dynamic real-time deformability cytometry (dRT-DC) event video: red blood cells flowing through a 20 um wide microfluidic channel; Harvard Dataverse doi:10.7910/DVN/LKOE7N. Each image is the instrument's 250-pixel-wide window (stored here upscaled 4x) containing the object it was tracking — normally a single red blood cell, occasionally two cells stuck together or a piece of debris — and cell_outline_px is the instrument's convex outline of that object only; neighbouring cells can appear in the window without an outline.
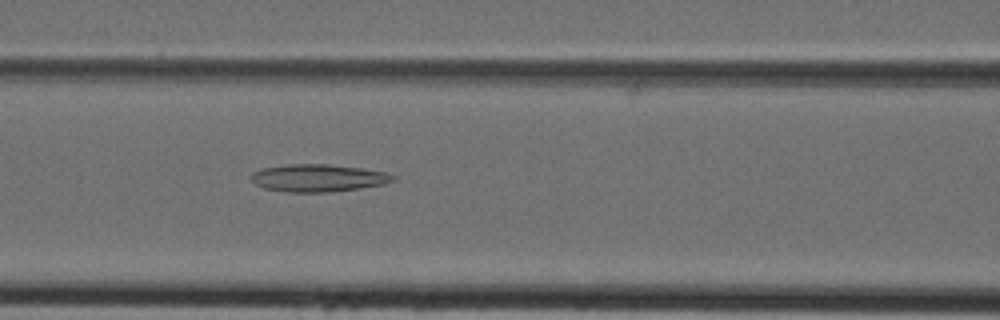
{"species": "Egyptian fruit bat (a non-hibernating species)", "species_latin": "Rousettus aegyptiacus", "temperature_condition": "cold", "stored_images_in_passage": 43, "camera_frame_rate_fps": 3000, "um_per_image_px": 0.085, "animal": {"sex": "female"}, "frame": {"image": 1, "passage_image": 18, "time_ms": 5.667, "image_size_px": [1000, 320], "cell_outline_px": [[396, 180], [384, 184], [360, 188], [332, 192], [288, 192], [264, 188], [256, 184], [248, 176], [252, 172], [264, 168], [288, 164], [328, 164], [360, 168], [388, 172], [396, 176]], "centroid_in_image_um": [27.06, 15.13], "position_along_channel_um": 139.5, "area_um2": 22.83}}
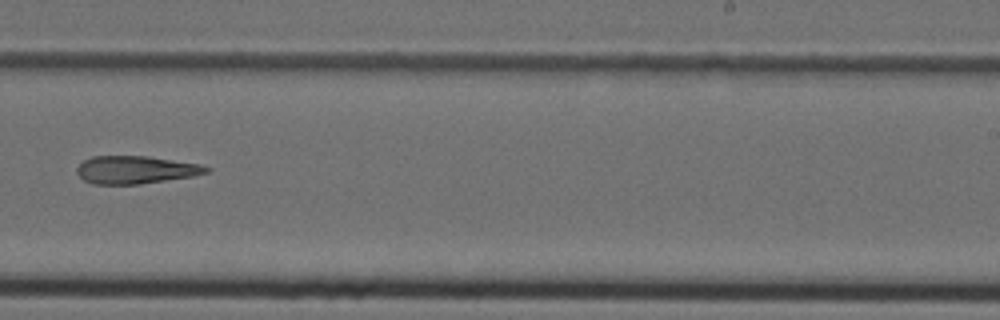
{"frame": {"image": 2, "passage_image": 27, "time_ms": 8.667, "image_size_px": [1000, 320], "cell_outline_px": [[212, 168], [208, 172], [192, 176], [140, 184], [92, 184], [84, 180], [76, 172], [76, 168], [84, 160], [92, 156], [148, 156], [200, 164]], "centroid_in_image_um": [11.52, 14.43], "position_along_channel_um": 277.5, "area_um2": 20.92}}
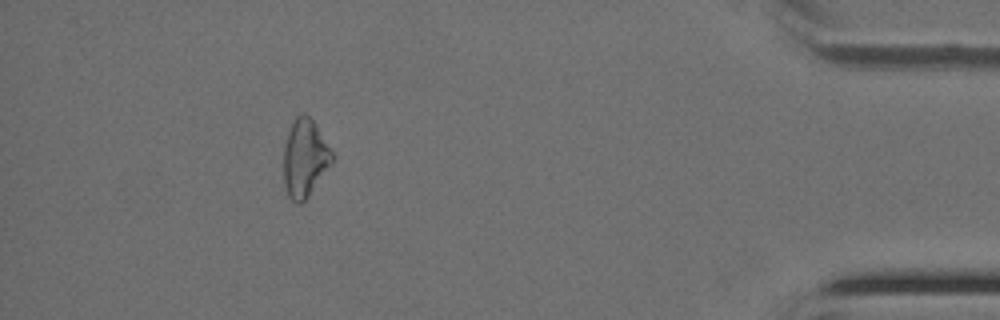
{"frame": {"image": 3, "passage_image": 39, "time_ms": 12.667, "image_size_px": [1000, 320], "cell_outline_px": [[332, 160], [308, 196], [300, 204], [296, 204], [288, 196], [284, 184], [284, 148], [288, 132], [296, 116], [300, 112], [304, 112], [316, 124], [332, 152]], "centroid_in_image_um": [25.87, 13.42], "position_along_channel_um": 409.3, "area_um2": 21.44}}